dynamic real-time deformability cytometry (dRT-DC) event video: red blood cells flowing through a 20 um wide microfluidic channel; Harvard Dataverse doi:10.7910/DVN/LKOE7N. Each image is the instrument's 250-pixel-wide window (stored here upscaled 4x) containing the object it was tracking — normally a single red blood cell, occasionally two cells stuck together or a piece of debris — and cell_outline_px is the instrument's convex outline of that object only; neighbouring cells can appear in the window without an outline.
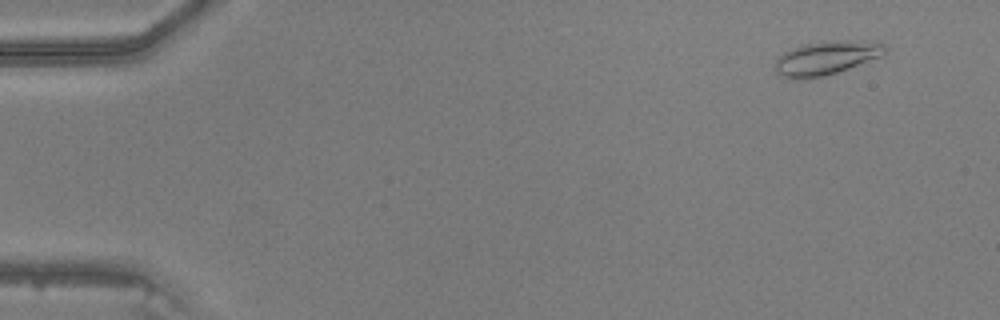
{"species": "common noctule bat (a hibernating species)", "species_latin": "Nyctalus noctula", "temperature_condition": "warm", "stored_images_in_passage": 47, "camera_frame_rate_fps": 3000, "um_per_image_px": 0.085, "animal": {"sex": "male", "body_mass_g": 20.5, "forearm_length_mm": 52.5}, "frame": {"image": 1, "passage_image": 4, "time_ms": 1.0, "image_size_px": [1000, 320], "cell_outline_px": [[888, 48], [880, 56], [848, 68], [824, 76], [800, 80], [796, 80], [780, 76], [776, 72], [776, 60], [784, 52], [792, 48], [804, 44], [836, 40], [848, 40], [884, 44]], "centroid_in_image_um": [70.17, 4.94], "position_along_channel_um": 14.8, "area_um2": 21.27}}
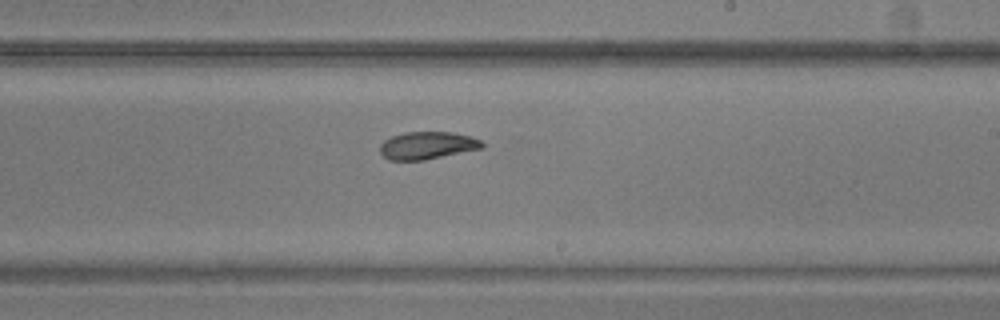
{"frame": {"image": 2, "passage_image": 29, "time_ms": 9.333, "image_size_px": [1000, 320], "cell_outline_px": [[484, 148], [424, 160], [388, 160], [380, 152], [380, 144], [384, 140], [392, 136], [404, 132], [452, 132], [472, 136], [480, 140], [484, 144]], "centroid_in_image_um": [36.33, 12.36], "position_along_channel_um": 252.7, "area_um2": 16.47}}
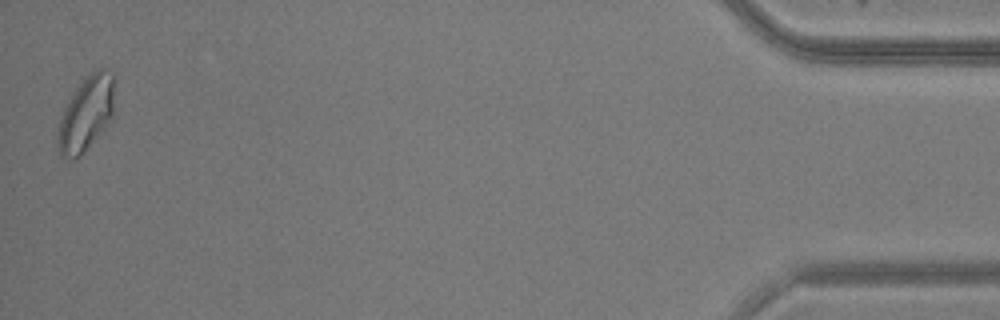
{"frame": {"image": 3, "passage_image": 47, "time_ms": 15.333, "image_size_px": [1000, 320], "cell_outline_px": [[112, 116], [76, 160], [72, 160], [60, 156], [56, 144], [56, 140], [60, 120], [64, 108], [76, 88], [84, 76], [100, 68], [104, 68], [112, 72]], "centroid_in_image_um": [7.25, 9.67], "position_along_channel_um": 427.9, "area_um2": 23.93}}